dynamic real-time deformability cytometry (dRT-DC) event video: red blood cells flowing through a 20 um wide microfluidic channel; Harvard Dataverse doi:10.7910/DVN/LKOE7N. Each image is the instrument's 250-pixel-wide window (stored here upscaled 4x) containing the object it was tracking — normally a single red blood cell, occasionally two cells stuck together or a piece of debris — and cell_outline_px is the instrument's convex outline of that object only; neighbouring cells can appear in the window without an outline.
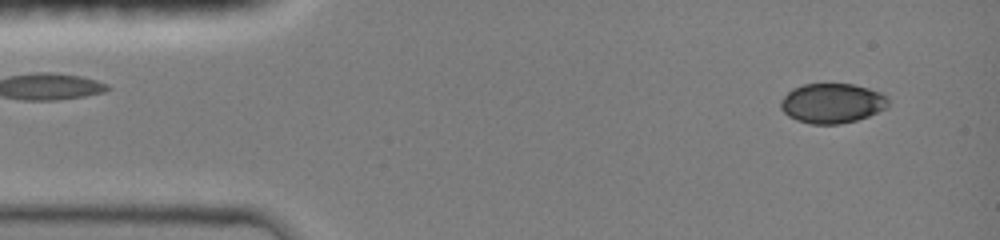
{"species": "common noctule bat (a hibernating species)", "species_latin": "Nyctalus noctula", "temperature_condition": "room temperature", "stored_images_in_passage": 46, "camera_frame_rate_fps": 3000, "um_per_image_px": 0.085, "animal": {"sex": "female", "body_mass_g": 19.0, "forearm_length_mm": 51.5}, "frame": {"image": 1, "passage_image": 3, "time_ms": 0.667, "image_size_px": [1000, 240], "cell_outline_px": [[888, 108], [868, 116], [856, 120], [840, 124], [812, 124], [796, 120], [788, 116], [780, 108], [780, 100], [792, 88], [804, 84], [852, 84], [868, 88], [880, 92], [888, 96]], "centroid_in_image_um": [70.73, 8.77], "position_along_channel_um": 14.3, "area_um2": 25.09}}
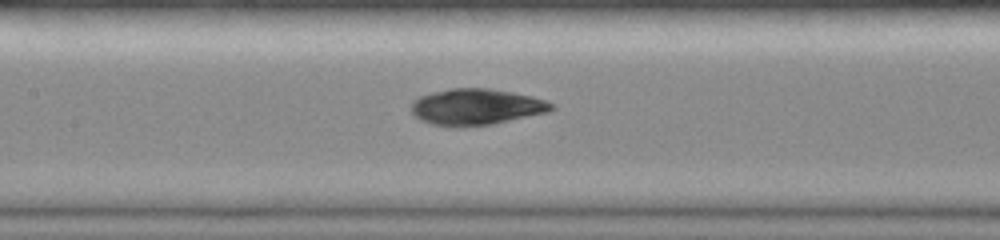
{"frame": {"image": 2, "passage_image": 21, "time_ms": 6.667, "image_size_px": [1000, 240], "cell_outline_px": [[556, 108], [548, 112], [492, 124], [464, 128], [456, 128], [432, 124], [420, 120], [412, 112], [412, 100], [420, 96], [432, 92], [452, 88], [488, 88], [512, 92], [532, 96], [548, 100], [556, 104]], "centroid_in_image_um": [40.51, 9.09], "position_along_channel_um": 166.9, "area_um2": 30.0}}
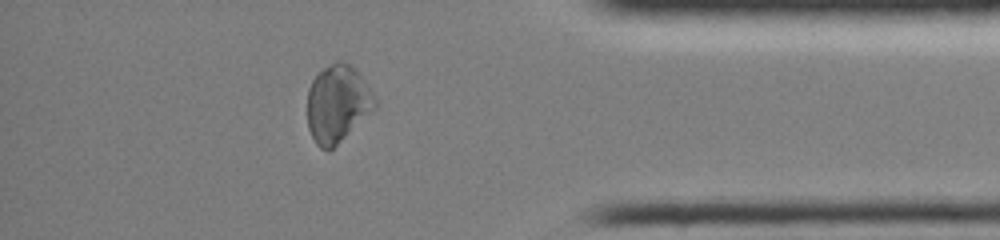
{"frame": {"image": 3, "passage_image": 40, "time_ms": 13.0, "image_size_px": [1000, 240], "cell_outline_px": [[376, 108], [328, 152], [320, 148], [316, 144], [308, 128], [308, 88], [312, 80], [324, 68], [336, 60], [344, 60], [352, 64], [356, 68], [372, 92], [376, 100]], "centroid_in_image_um": [28.69, 8.79], "position_along_channel_um": 406.5, "area_um2": 30.46}, "authors_computed_cell_mechanics": {"area_um2": 28.9, "velocity_mm_per_s": 4.0326, "shape_relaxation_time_tau1_ms": null, "shape_relaxation_time_tau2_ms": 3.6683, "deformation_change_tau1": null, "deformation_change_tau2": 0.0719}}